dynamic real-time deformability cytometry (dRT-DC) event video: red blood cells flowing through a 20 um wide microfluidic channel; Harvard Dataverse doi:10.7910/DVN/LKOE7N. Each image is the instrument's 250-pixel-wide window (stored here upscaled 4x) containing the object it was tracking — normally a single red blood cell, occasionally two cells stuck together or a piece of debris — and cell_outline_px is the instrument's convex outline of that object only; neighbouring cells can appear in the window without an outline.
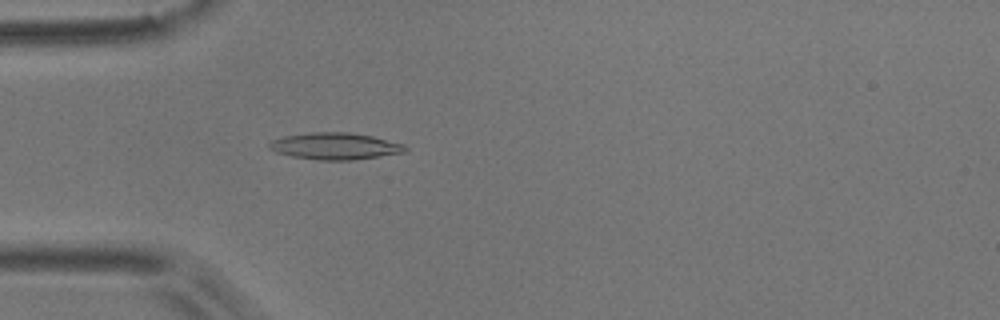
{"species": "common noctule bat (a hibernating species)", "species_latin": "Nyctalus noctula", "temperature_condition": "room temperature", "stored_images_in_passage": 47, "camera_frame_rate_fps": 3000, "um_per_image_px": 0.085, "animal": {"sex": "male", "body_mass_g": 17.9}, "frame": {"image": 1, "passage_image": 9, "time_ms": 2.667, "image_size_px": [1000, 320], "cell_outline_px": [[408, 152], [352, 160], [316, 160], [292, 156], [276, 152], [268, 148], [268, 144], [272, 140], [284, 136], [312, 132], [348, 132], [372, 136], [404, 144], [408, 148]], "centroid_in_image_um": [28.5, 12.42], "position_along_channel_um": 56.5, "area_um2": 21.27}}
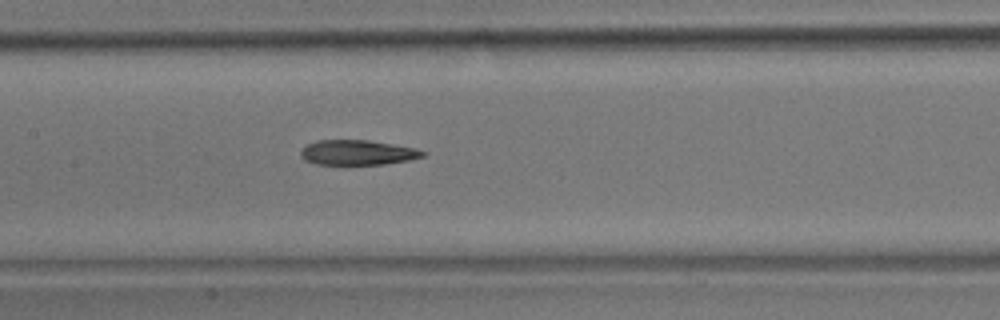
{"frame": {"image": 2, "passage_image": 19, "time_ms": 6.0, "image_size_px": [1000, 320], "cell_outline_px": [[424, 156], [408, 160], [384, 164], [316, 164], [304, 160], [300, 156], [300, 152], [308, 144], [316, 140], [368, 140], [416, 148], [424, 152]], "centroid_in_image_um": [30.36, 12.96], "position_along_channel_um": 177.0, "area_um2": 17.57}}
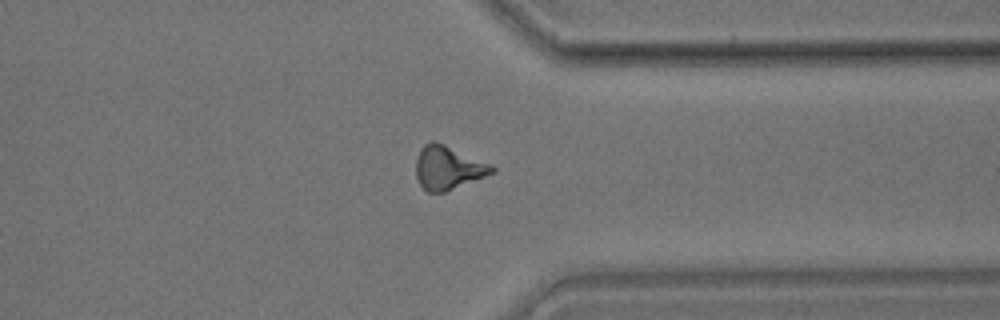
{"frame": {"image": 3, "passage_image": 35, "time_ms": 11.333, "image_size_px": [1000, 320], "cell_outline_px": [[496, 172], [444, 192], [428, 192], [420, 184], [416, 176], [416, 160], [420, 148], [424, 144], [432, 140], [444, 144], [492, 164], [496, 168]], "centroid_in_image_um": [38.09, 14.24], "position_along_channel_um": 373.3, "area_um2": 19.25}, "authors_computed_cell_mechanics": {"area_um2": 18.7272, "velocity_mm_per_s": 3.7408, "shape_relaxation_time_tau1_ms": 7.6471, "shape_relaxation_time_tau2_ms": 6.1157, "deformation_change_tau1": 0.1923, "deformation_change_tau2": 0.174}}